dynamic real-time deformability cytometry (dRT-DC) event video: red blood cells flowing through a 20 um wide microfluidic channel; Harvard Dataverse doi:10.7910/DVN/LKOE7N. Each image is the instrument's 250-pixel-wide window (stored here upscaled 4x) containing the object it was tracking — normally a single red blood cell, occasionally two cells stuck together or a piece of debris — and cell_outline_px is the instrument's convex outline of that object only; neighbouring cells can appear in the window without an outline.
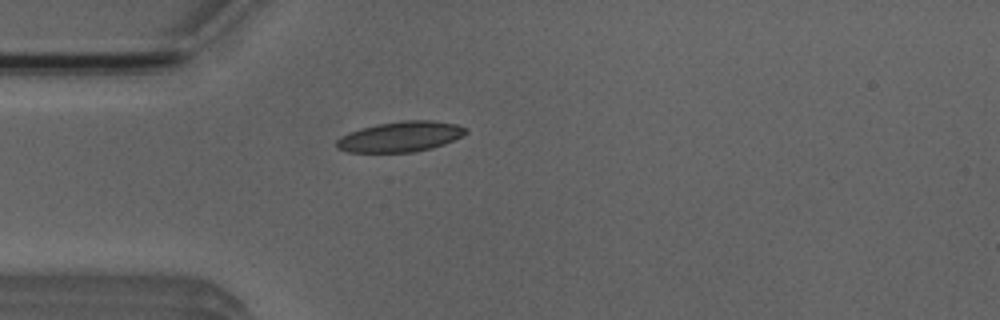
{"species": "Egyptian fruit bat (a non-hibernating species)", "species_latin": "Rousettus aegyptiacus", "temperature_condition": "room temperature", "stored_images_in_passage": 2, "camera_frame_rate_fps": 3000, "um_per_image_px": 0.085, "animal": {"sex": "male"}, "frame": {"image": 1, "passage_image": 2, "time_ms": 1.333, "image_size_px": [1000, 320], "cell_outline_px": [[468, 132], [444, 144], [432, 148], [412, 152], [348, 152], [336, 148], [336, 140], [340, 136], [348, 132], [360, 128], [376, 124], [404, 120], [432, 120], [456, 124], [468, 128]], "centroid_in_image_um": [34.01, 11.61], "position_along_channel_um": 51.0, "area_um2": 22.95}}